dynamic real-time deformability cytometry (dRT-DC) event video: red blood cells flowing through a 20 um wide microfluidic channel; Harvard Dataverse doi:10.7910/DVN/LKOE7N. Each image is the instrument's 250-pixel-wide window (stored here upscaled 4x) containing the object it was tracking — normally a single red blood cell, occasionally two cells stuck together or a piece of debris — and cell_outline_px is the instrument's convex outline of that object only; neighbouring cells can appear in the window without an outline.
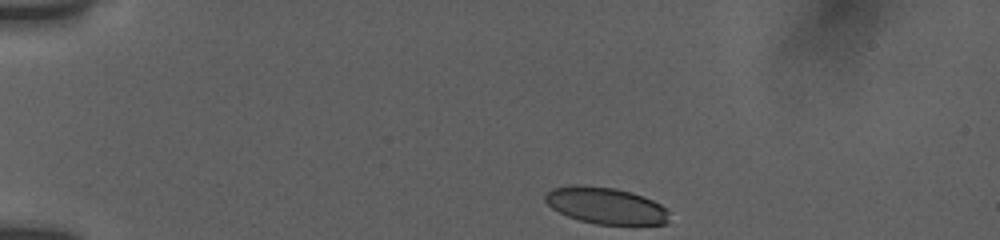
{"species": "human", "species_latin": "Homo sapiens", "temperature_condition": "room temperature", "stored_images_in_passage": 54, "camera_frame_rate_fps": 3000, "um_per_image_px": 0.085, "donor": {"sex": "female"}, "frame": {"image": 1, "passage_image": 1, "time_ms": 0.0, "image_size_px": [1000, 240], "cell_outline_px": [[668, 224], [596, 224], [580, 220], [568, 216], [552, 208], [544, 200], [544, 196], [552, 188], [576, 184], [584, 184], [616, 188], [632, 192], [644, 196], [668, 208]], "centroid_in_image_um": [51.5, 17.46], "position_along_channel_um": 33.5, "area_um2": 26.59}}
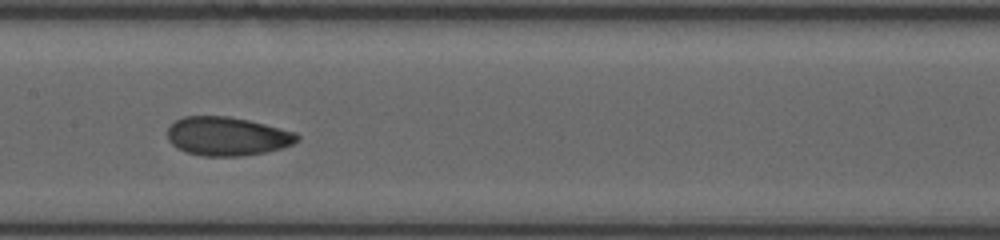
{"frame": {"image": 2, "passage_image": 22, "time_ms": 6.0, "image_size_px": [1000, 240], "cell_outline_px": [[300, 140], [284, 148], [264, 152], [240, 156], [204, 156], [184, 152], [176, 148], [168, 140], [168, 128], [176, 120], [184, 116], [228, 116], [248, 120], [296, 132], [300, 136]], "centroid_in_image_um": [19.31, 11.59], "position_along_channel_um": 188.1, "area_um2": 29.36}}
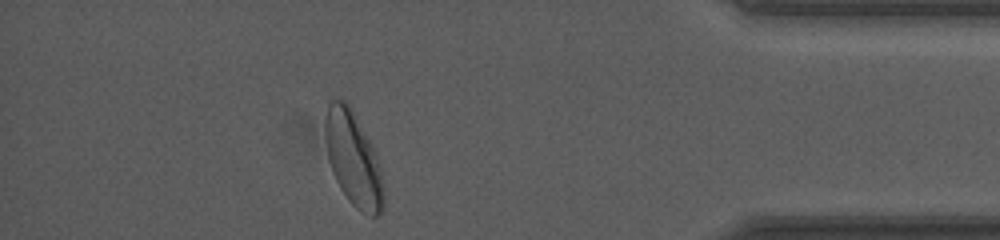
{"frame": {"image": 3, "passage_image": 44, "time_ms": 12.667, "image_size_px": [1000, 240], "cell_outline_px": [[384, 204], [380, 212], [376, 216], [372, 216], [360, 212], [348, 200], [340, 188], [336, 180], [328, 156], [324, 136], [324, 116], [328, 100], [344, 100], [348, 104], [368, 140], [376, 156], [380, 172], [384, 192]], "centroid_in_image_um": [29.99, 13.51], "position_along_channel_um": 405.2, "area_um2": 31.5}, "authors_computed_cell_mechanics": {"area_um2": 29.3335, "velocity_mm_per_s": 3.7841, "shape_relaxation_time_tau1_ms": 3.654, "shape_relaxation_time_tau2_ms": 1.4108, "deformation_change_tau1": 0.1423, "deformation_change_tau2": 0.0655}}